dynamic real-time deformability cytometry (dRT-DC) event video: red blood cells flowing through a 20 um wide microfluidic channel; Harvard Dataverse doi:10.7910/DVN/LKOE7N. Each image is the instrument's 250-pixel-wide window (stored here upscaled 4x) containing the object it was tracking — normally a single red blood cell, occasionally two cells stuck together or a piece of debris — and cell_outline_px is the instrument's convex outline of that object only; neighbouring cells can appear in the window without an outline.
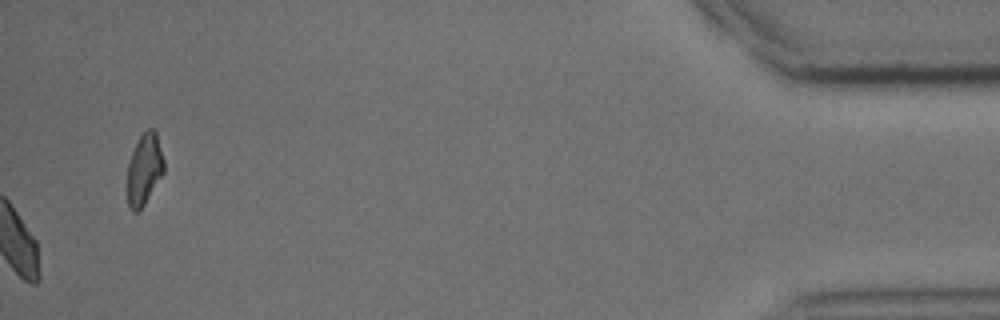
{"species": "common noctule bat (a hibernating species)", "species_latin": "Nyctalus noctula", "temperature_condition": "cold", "stored_images_in_passage": 50, "camera_frame_rate_fps": 3000, "um_per_image_px": 0.085, "animal": {"sex": "male", "body_mass_g": 15.6}, "frame": {"image": 1, "passage_image": 50, "time_ms": 16.333, "image_size_px": [1000, 320], "cell_outline_px": [[164, 172], [140, 212], [132, 212], [128, 204], [128, 164], [132, 152], [140, 136], [148, 128], [152, 128], [156, 132], [164, 160]], "centroid_in_image_um": [12.27, 14.42], "position_along_channel_um": 422.9, "area_um2": 15.14}, "authors_computed_cell_mechanics": {"area_um2": 20.3456, "velocity_mm_per_s": 4.0348, "shape_relaxation_time_tau1_ms": 2.5529, "shape_relaxation_time_tau2_ms": 2.6254, "deformation_change_tau1": 0.0714, "deformation_change_tau2": 0.0635}}